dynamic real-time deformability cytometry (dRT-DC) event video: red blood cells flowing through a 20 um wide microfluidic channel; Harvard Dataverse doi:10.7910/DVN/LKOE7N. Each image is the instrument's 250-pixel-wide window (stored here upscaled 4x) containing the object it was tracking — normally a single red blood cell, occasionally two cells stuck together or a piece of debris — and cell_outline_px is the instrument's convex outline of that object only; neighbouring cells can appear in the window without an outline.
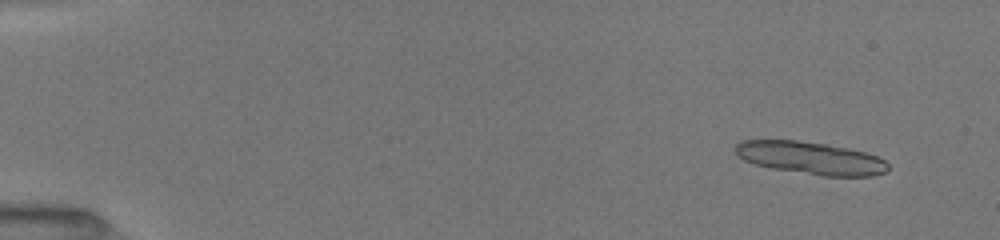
{"species": "common noctule bat (a hibernating species)", "species_latin": "Nyctalus noctula", "temperature_condition": "room temperature", "stored_images_in_passage": 19, "segment_of_instrument_passage": [1, 2], "camera_frame_rate_fps": 3000, "um_per_image_px": 0.085, "animal": {"sex": "female", "body_mass_g": 19.5, "forearm_length_mm": 54.1}, "frame": {"image": 1, "passage_image": 3, "time_ms": 1.0, "image_size_px": [1000, 240], "cell_outline_px": [[888, 168], [884, 172], [872, 176], [820, 176], [772, 168], [756, 164], [744, 160], [736, 156], [732, 148], [740, 140], [796, 140], [824, 144], [848, 148], [864, 152], [876, 156], [884, 160], [888, 164]], "centroid_in_image_um": [68.84, 13.43], "position_along_channel_um": 16.2, "area_um2": 29.02}}